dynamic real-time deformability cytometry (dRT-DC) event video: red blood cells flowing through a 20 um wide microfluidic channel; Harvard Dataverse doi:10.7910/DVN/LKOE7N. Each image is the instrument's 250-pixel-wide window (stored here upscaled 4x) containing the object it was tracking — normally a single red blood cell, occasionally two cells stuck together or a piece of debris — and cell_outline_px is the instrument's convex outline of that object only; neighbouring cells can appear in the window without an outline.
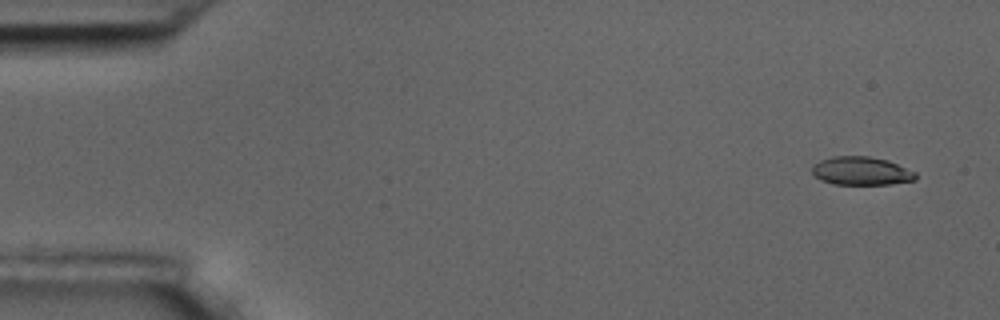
{"species": "common noctule bat (a hibernating species)", "species_latin": "Nyctalus noctula", "temperature_condition": "room temperature", "stored_images_in_passage": 4, "camera_frame_rate_fps": 3000, "um_per_image_px": 0.085, "animal": {"sex": "male", "body_mass_g": 17.5, "forearm_length_mm": 52.3}, "frame": {"image": 1, "passage_image": 1, "time_ms": 0.0, "image_size_px": [1000, 320], "cell_outline_px": [[916, 180], [892, 184], [832, 184], [820, 180], [812, 172], [812, 168], [820, 160], [832, 156], [868, 156], [888, 160], [916, 172]], "centroid_in_image_um": [73.22, 14.53], "position_along_channel_um": 11.8, "area_um2": 17.11}}
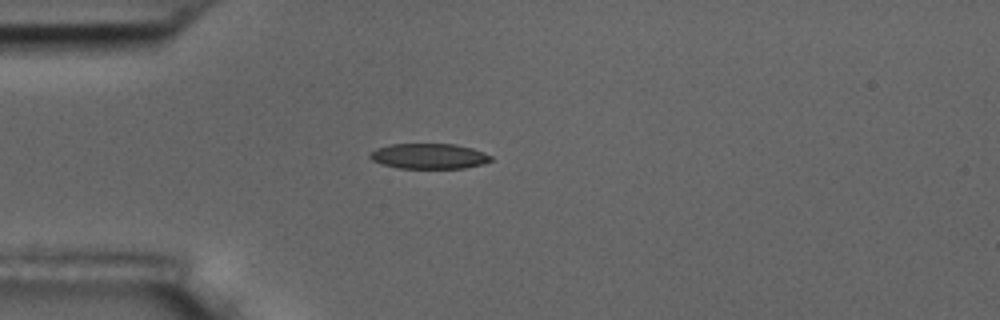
{"frame": {"image": 2, "passage_image": 4, "time_ms": 4.0, "image_size_px": [1000, 320], "cell_outline_px": [[492, 160], [484, 164], [464, 168], [400, 168], [384, 164], [372, 160], [368, 156], [368, 152], [376, 148], [388, 144], [456, 144], [472, 148], [484, 152], [492, 156]], "centroid_in_image_um": [36.46, 13.26], "position_along_channel_um": 48.5, "area_um2": 17.98}}